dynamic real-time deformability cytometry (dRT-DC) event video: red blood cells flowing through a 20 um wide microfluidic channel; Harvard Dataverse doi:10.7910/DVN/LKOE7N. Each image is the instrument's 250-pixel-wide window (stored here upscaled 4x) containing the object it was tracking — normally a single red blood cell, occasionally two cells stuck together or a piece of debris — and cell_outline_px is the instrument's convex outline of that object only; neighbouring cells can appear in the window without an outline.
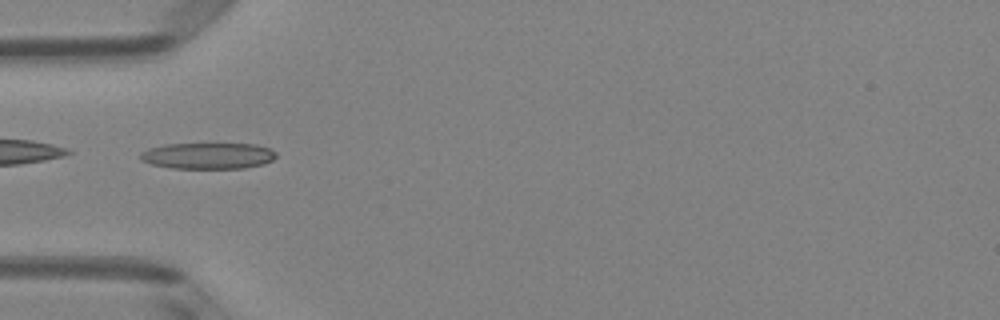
{"species": "Egyptian fruit bat (a non-hibernating species)", "species_latin": "Rousettus aegyptiacus", "temperature_condition": "room temperature", "stored_images_in_passage": 50, "camera_frame_rate_fps": 3000, "um_per_image_px": 0.085, "animal": {"sex": "female"}, "frame": {"image": 1, "passage_image": 16, "time_ms": 5.0, "image_size_px": [1000, 320], "cell_outline_px": [[276, 156], [272, 160], [264, 164], [244, 168], [172, 168], [152, 164], [140, 160], [140, 152], [148, 148], [164, 144], [256, 144], [268, 148], [276, 152]], "centroid_in_image_um": [17.66, 13.24], "position_along_channel_um": 67.3, "area_um2": 20.75}}
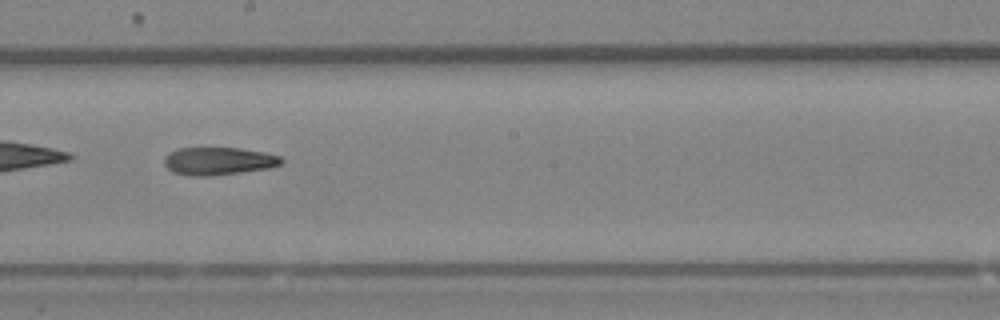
{"frame": {"image": 2, "passage_image": 28, "time_ms": 9.0, "image_size_px": [1000, 320], "cell_outline_px": [[284, 164], [268, 168], [240, 172], [208, 176], [188, 176], [172, 172], [164, 164], [164, 156], [168, 152], [176, 148], [240, 148], [264, 152], [280, 156], [284, 160]], "centroid_in_image_um": [18.55, 13.69], "position_along_channel_um": 229.6, "area_um2": 19.13}}
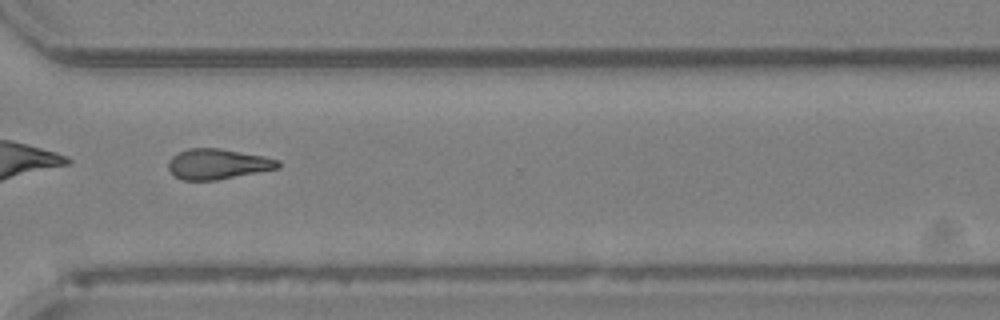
{"frame": {"image": 3, "passage_image": 37, "time_ms": 12.0, "image_size_px": [1000, 320], "cell_outline_px": [[280, 168], [216, 180], [184, 180], [176, 176], [168, 168], [168, 160], [172, 156], [188, 148], [220, 148], [264, 156], [280, 160]], "centroid_in_image_um": [18.52, 13.93], "position_along_channel_um": 352.1, "area_um2": 19.36}, "authors_computed_cell_mechanics": {"area_um2": 19.5653, "velocity_mm_per_s": 4.0624, "shape_relaxation_time_tau1_ms": 9.1796, "shape_relaxation_time_tau2_ms": 8.1999, "deformation_change_tau1": 0.1876, "deformation_change_tau2": 0.208}}